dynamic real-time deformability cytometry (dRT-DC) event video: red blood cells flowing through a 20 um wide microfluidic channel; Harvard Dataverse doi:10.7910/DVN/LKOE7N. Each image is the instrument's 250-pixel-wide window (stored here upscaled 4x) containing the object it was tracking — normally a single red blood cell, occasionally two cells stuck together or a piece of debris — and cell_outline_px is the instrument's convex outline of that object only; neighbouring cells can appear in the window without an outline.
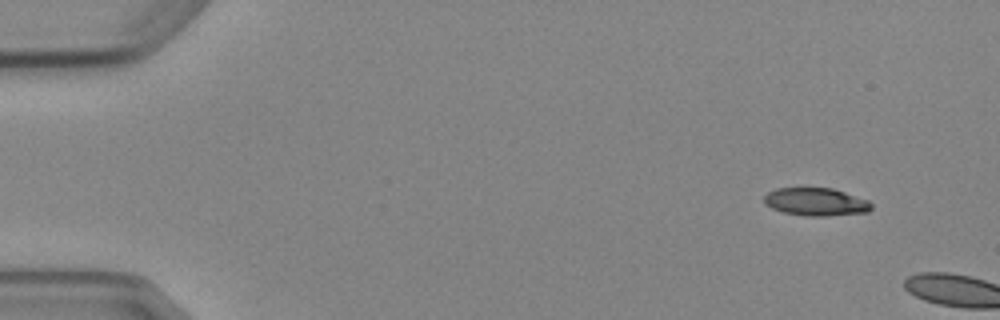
{"species": "Egyptian fruit bat (a non-hibernating species)", "species_latin": "Rousettus aegyptiacus", "temperature_condition": "cold", "stored_images_in_passage": 2, "camera_frame_rate_fps": 3000, "um_per_image_px": 0.085, "animal": {"sex": "female"}, "frame": {"image": 1, "passage_image": 1, "time_ms": 0.0, "image_size_px": [1000, 320], "cell_outline_px": [[872, 208], [868, 212], [828, 216], [804, 216], [784, 212], [772, 208], [764, 204], [764, 196], [768, 192], [776, 188], [832, 188], [868, 200], [872, 204]], "centroid_in_image_um": [69.34, 17.16], "position_along_channel_um": 15.7, "area_um2": 17.46}}